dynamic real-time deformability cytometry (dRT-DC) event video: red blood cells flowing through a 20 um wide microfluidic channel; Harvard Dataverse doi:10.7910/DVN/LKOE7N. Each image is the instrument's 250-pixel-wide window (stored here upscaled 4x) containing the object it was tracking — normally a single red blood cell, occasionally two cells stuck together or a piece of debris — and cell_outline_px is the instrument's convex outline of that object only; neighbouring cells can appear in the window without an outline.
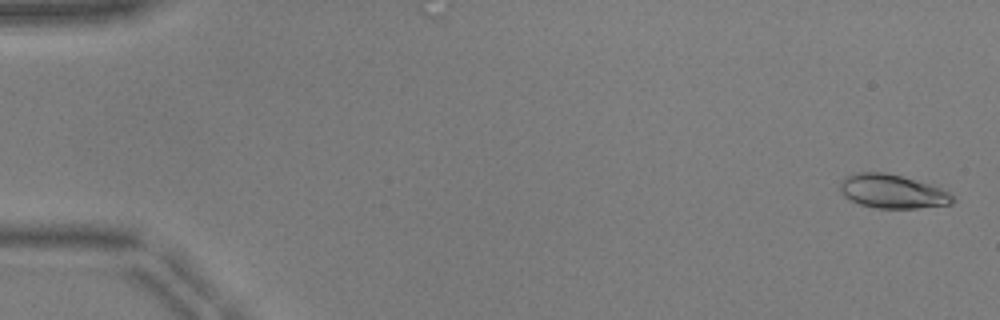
{"species": "common noctule bat (a hibernating species)", "species_latin": "Nyctalus noctula", "temperature_condition": "warm", "stored_images_in_passage": 52, "camera_frame_rate_fps": 3000, "um_per_image_px": 0.085, "animal": {"sex": "male", "body_mass_g": 17.9, "forearm_length_mm": 54.2}, "frame": {"image": 1, "passage_image": 2, "time_ms": 0.333, "image_size_px": [1000, 320], "cell_outline_px": [[956, 200], [952, 204], [916, 208], [876, 208], [860, 204], [848, 200], [840, 192], [840, 184], [848, 176], [856, 172], [884, 172], [900, 176], [940, 188], [948, 192]], "centroid_in_image_um": [75.83, 16.28], "position_along_channel_um": 9.2, "area_um2": 21.91}}
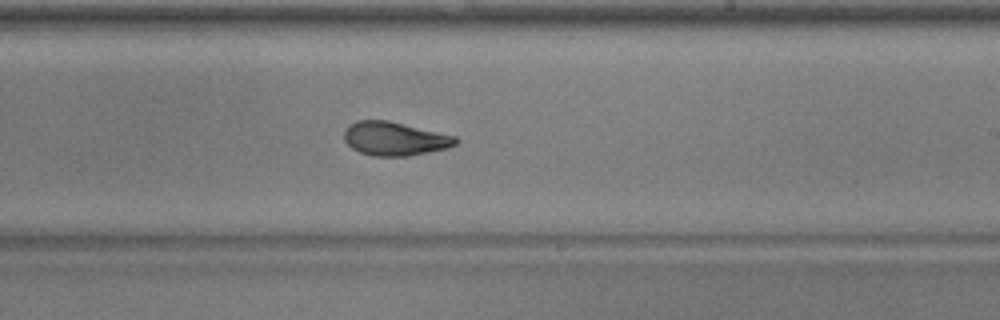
{"frame": {"image": 2, "passage_image": 32, "time_ms": 10.333, "image_size_px": [1000, 320], "cell_outline_px": [[460, 140], [456, 144], [448, 148], [408, 156], [372, 156], [360, 152], [352, 148], [344, 140], [344, 128], [348, 124], [356, 120], [388, 120], [456, 136]], "centroid_in_image_um": [33.53, 11.78], "position_along_channel_um": 255.5, "area_um2": 22.08}}
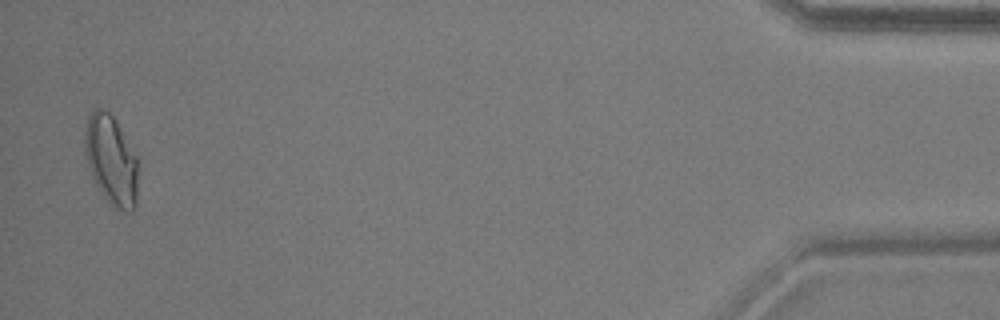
{"frame": {"image": 3, "passage_image": 51, "time_ms": 16.667, "image_size_px": [1000, 320], "cell_outline_px": [[136, 208], [132, 212], [124, 212], [116, 208], [104, 196], [96, 184], [92, 176], [84, 152], [84, 132], [88, 116], [96, 108], [104, 108], [116, 120], [136, 156]], "centroid_in_image_um": [9.43, 13.6], "position_along_channel_um": 425.8, "area_um2": 27.51}, "authors_computed_cell_mechanics": {"area_um2": 22.0796, "velocity_mm_per_s": 3.9531, "shape_relaxation_time_tau1_ms": 5.4157, "shape_relaxation_time_tau2_ms": 1.7798, "deformation_change_tau1": 0.19, "deformation_change_tau2": 0.0768}}